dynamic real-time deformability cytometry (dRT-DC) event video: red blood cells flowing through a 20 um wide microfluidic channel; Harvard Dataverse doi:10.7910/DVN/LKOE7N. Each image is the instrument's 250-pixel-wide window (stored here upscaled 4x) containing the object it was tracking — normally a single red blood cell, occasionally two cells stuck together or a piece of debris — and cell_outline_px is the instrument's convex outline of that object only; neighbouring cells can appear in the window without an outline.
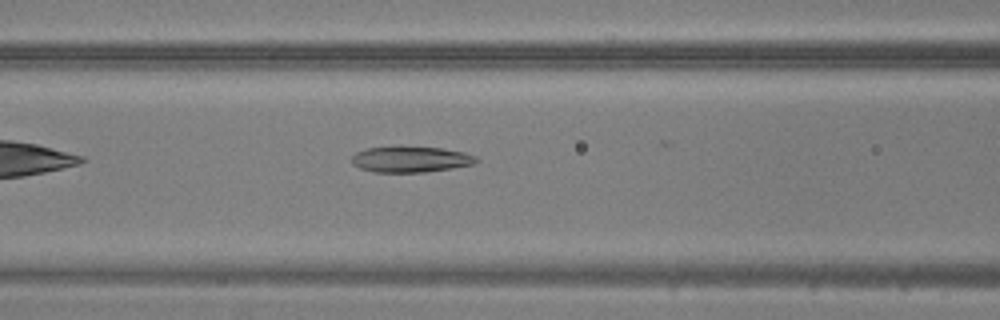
{"species": "common noctule bat (a hibernating species)", "species_latin": "Nyctalus noctula", "temperature_condition": "warm", "stored_images_in_passage": 24, "camera_frame_rate_fps": 3000, "um_per_image_px": 0.085, "animal": {"sex": "male", "body_mass_g": 20.5, "forearm_length_mm": 52.5}, "frame": {"image": 1, "passage_image": 7, "time_ms": 2.0, "image_size_px": [1000, 320], "cell_outline_px": [[480, 160], [476, 164], [452, 168], [424, 172], [376, 172], [360, 168], [352, 164], [352, 156], [356, 152], [368, 148], [400, 144], [440, 148], [464, 152], [476, 156]], "centroid_in_image_um": [34.92, 13.51], "position_along_channel_um": 131.7, "area_um2": 19.42}}
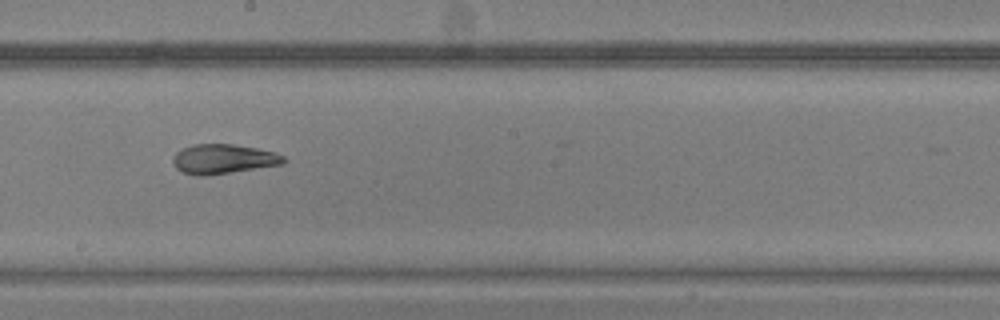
{"frame": {"image": 2, "passage_image": 14, "time_ms": 4.333, "image_size_px": [1000, 320], "cell_outline_px": [[288, 160], [284, 164], [204, 176], [196, 176], [184, 172], [176, 168], [172, 160], [172, 156], [180, 148], [192, 144], [232, 144], [256, 148], [276, 152], [284, 156]], "centroid_in_image_um": [18.98, 13.51], "position_along_channel_um": 229.2, "area_um2": 19.25}}
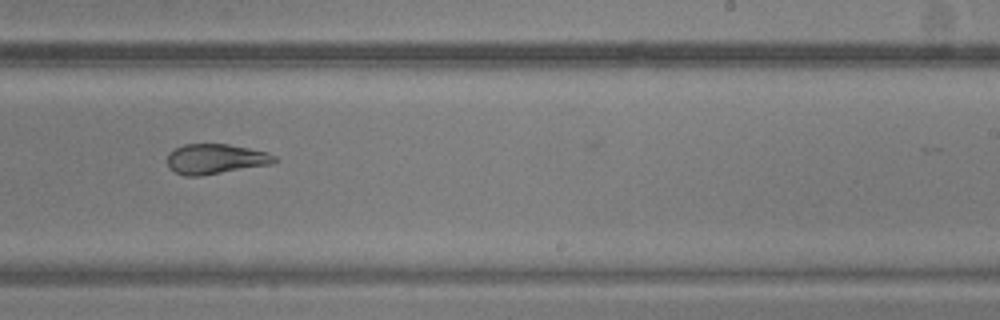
{"frame": {"image": 3, "passage_image": 17, "time_ms": 5.333, "image_size_px": [1000, 320], "cell_outline_px": [[280, 160], [272, 164], [200, 176], [184, 176], [168, 168], [168, 152], [184, 144], [228, 144], [268, 152], [276, 156]], "centroid_in_image_um": [18.34, 13.51], "position_along_channel_um": 270.7, "area_um2": 18.9}}